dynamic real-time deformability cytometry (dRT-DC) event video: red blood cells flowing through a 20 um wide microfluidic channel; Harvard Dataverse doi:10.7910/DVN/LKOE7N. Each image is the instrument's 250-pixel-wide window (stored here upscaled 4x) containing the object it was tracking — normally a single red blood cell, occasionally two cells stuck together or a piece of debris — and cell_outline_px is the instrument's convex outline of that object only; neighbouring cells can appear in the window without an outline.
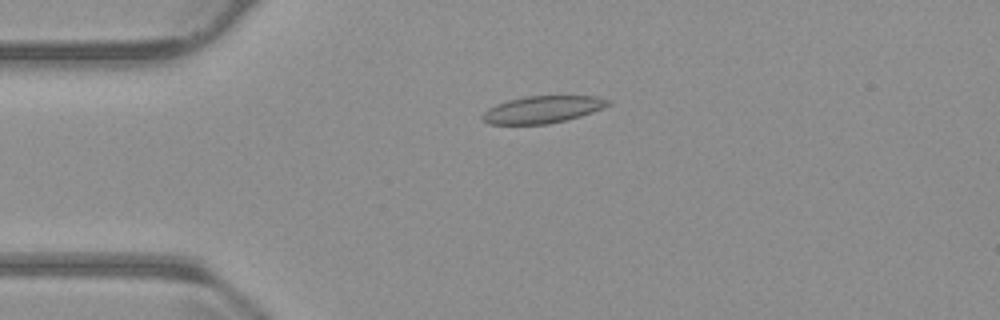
{"species": "common noctule bat (a hibernating species)", "species_latin": "Nyctalus noctula", "temperature_condition": "warm", "stored_images_in_passage": 52, "camera_frame_rate_fps": 3000, "um_per_image_px": 0.085, "animal": {"sex": "male", "body_mass_g": 23.1, "forearm_length_mm": 52.7}, "frame": {"image": 1, "passage_image": 13, "time_ms": 4.0, "image_size_px": [1000, 320], "cell_outline_px": [[612, 104], [592, 112], [580, 116], [548, 124], [488, 124], [480, 120], [480, 116], [488, 108], [496, 104], [508, 100], [524, 96], [596, 96], [612, 100]], "centroid_in_image_um": [46.09, 9.3], "position_along_channel_um": 38.9, "area_um2": 20.0}}
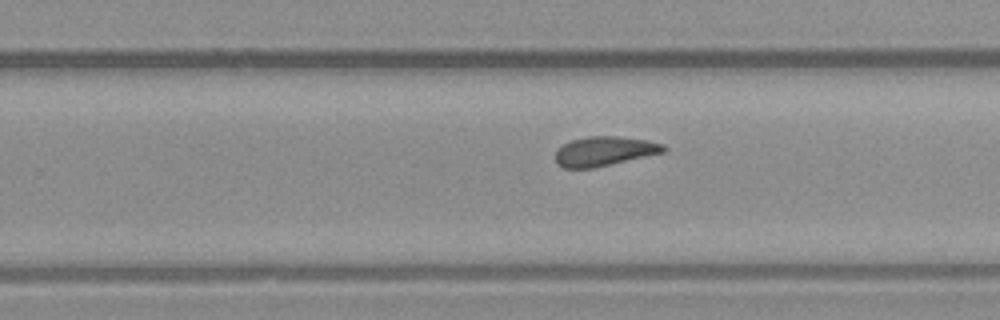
{"frame": {"image": 2, "passage_image": 34, "time_ms": 11.0, "image_size_px": [1000, 320], "cell_outline_px": [[668, 148], [664, 152], [592, 168], [564, 168], [556, 164], [556, 148], [572, 140], [588, 136], [620, 136], [648, 140], [664, 144]], "centroid_in_image_um": [51.37, 12.84], "position_along_channel_um": 278.4, "area_um2": 18.55}}
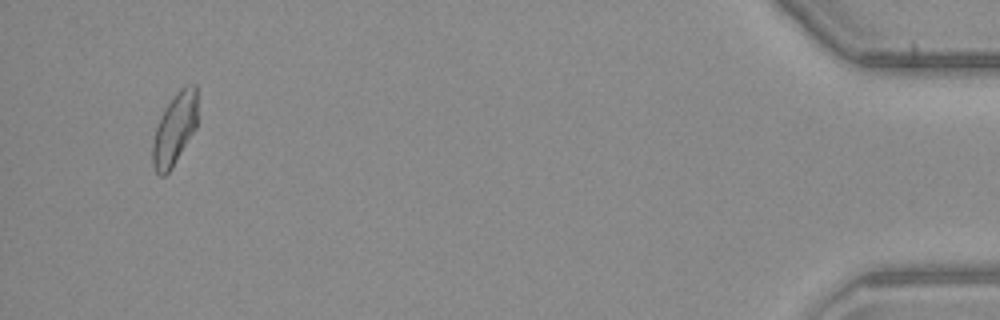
{"frame": {"image": 3, "passage_image": 52, "time_ms": 17.0, "image_size_px": [1000, 320], "cell_outline_px": [[196, 128], [172, 168], [164, 176], [160, 176], [156, 172], [152, 164], [152, 144], [156, 128], [164, 108], [180, 88], [188, 84], [196, 84]], "centroid_in_image_um": [14.83, 10.99], "position_along_channel_um": 420.4, "area_um2": 18.67}, "authors_computed_cell_mechanics": {"area_um2": 19.2185, "velocity_mm_per_s": 3.8112, "shape_relaxation_time_tau1_ms": null, "shape_relaxation_time_tau2_ms": 4.7628, "deformation_change_tau1": null, "deformation_change_tau2": 0.1009}}